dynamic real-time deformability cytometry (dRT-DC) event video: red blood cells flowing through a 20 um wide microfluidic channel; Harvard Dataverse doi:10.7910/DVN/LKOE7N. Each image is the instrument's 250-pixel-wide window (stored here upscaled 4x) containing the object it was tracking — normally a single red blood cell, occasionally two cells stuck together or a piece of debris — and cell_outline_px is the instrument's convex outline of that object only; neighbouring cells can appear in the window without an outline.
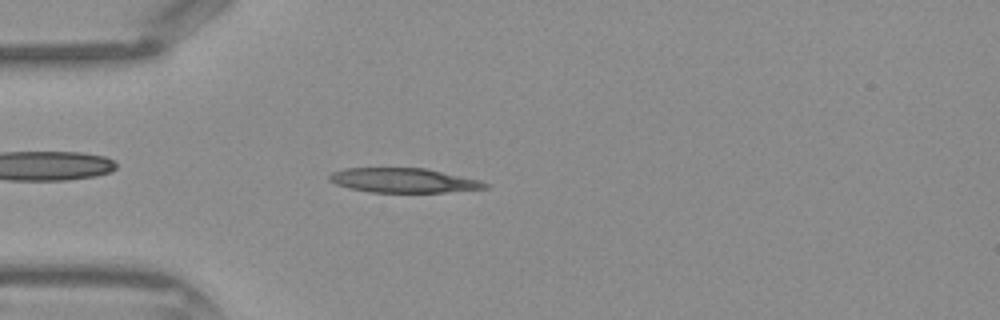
{"species": "Egyptian fruit bat (a non-hibernating species)", "species_latin": "Rousettus aegyptiacus", "temperature_condition": "warm", "stored_images_in_passage": 42, "camera_frame_rate_fps": 3000, "um_per_image_px": 0.085, "frame": {"image": 1, "passage_image": 11, "time_ms": 3.333, "image_size_px": [1000, 320], "cell_outline_px": [[488, 188], [444, 192], [368, 192], [348, 188], [336, 184], [328, 180], [328, 176], [332, 172], [344, 168], [424, 168], [480, 180], [488, 184]], "centroid_in_image_um": [34.25, 15.33], "position_along_channel_um": 50.8, "area_um2": 22.14}}
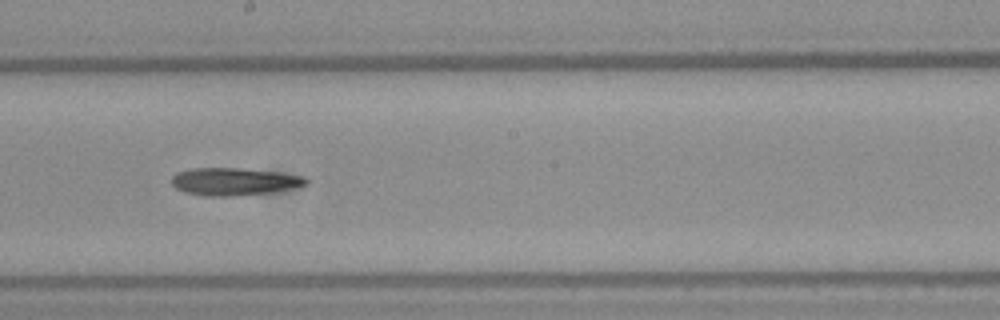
{"frame": {"image": 2, "passage_image": 23, "time_ms": 7.333, "image_size_px": [1000, 320], "cell_outline_px": [[308, 184], [272, 192], [232, 196], [204, 196], [184, 192], [176, 188], [172, 184], [172, 176], [176, 172], [192, 168], [240, 168], [276, 172], [304, 176], [308, 180]], "centroid_in_image_um": [19.86, 15.43], "position_along_channel_um": 228.3, "area_um2": 21.5}}
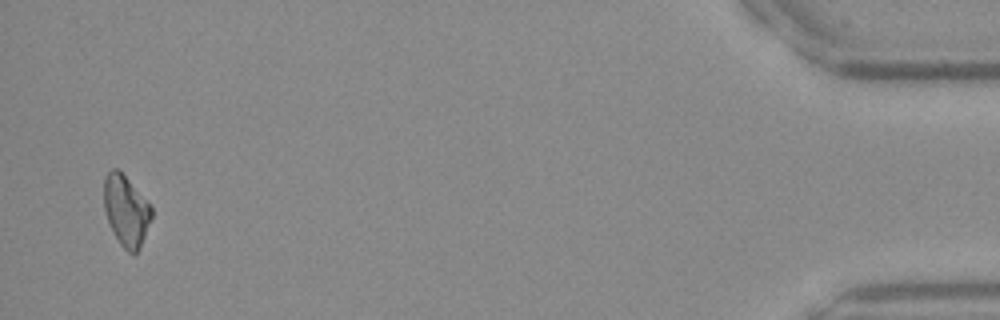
{"frame": {"image": 3, "passage_image": 41, "time_ms": 13.333, "image_size_px": [1000, 320], "cell_outline_px": [[152, 216], [140, 248], [132, 256], [120, 244], [112, 232], [104, 208], [104, 176], [112, 168], [116, 168], [128, 180], [152, 208]], "centroid_in_image_um": [10.7, 17.94], "position_along_channel_um": 424.5, "area_um2": 19.31}}